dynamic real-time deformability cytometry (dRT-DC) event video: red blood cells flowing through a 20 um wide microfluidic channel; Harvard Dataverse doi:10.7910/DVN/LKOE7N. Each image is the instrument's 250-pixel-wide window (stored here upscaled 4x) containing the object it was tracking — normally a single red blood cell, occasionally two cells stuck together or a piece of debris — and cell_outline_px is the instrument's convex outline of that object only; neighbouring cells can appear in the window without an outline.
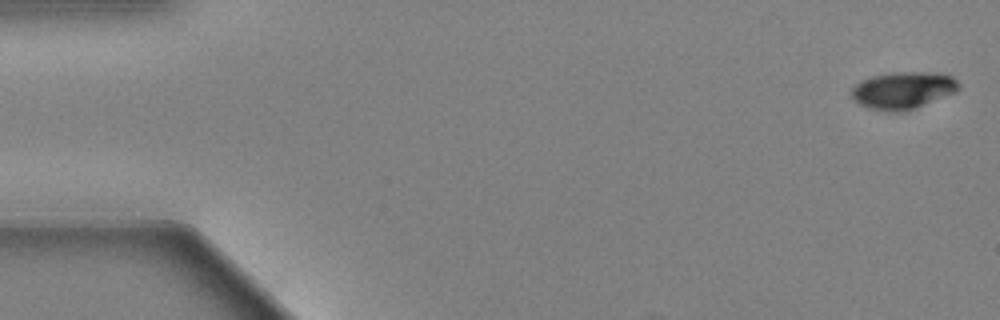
{"species": "Egyptian fruit bat (a non-hibernating species)", "species_latin": "Rousettus aegyptiacus", "temperature_condition": "warm", "stored_images_in_passage": 56, "camera_frame_rate_fps": 3000, "um_per_image_px": 0.085, "animal": {"sex": "female"}, "frame": {"image": 1, "passage_image": 1, "time_ms": 0.0, "image_size_px": [1000, 320], "cell_outline_px": [[960, 88], [952, 92], [916, 108], [904, 112], [888, 112], [868, 108], [860, 104], [852, 96], [852, 88], [856, 84], [872, 76], [896, 72], [936, 72], [952, 76], [960, 84]], "centroid_in_image_um": [76.76, 7.68], "position_along_channel_um": 8.2, "area_um2": 22.95}}
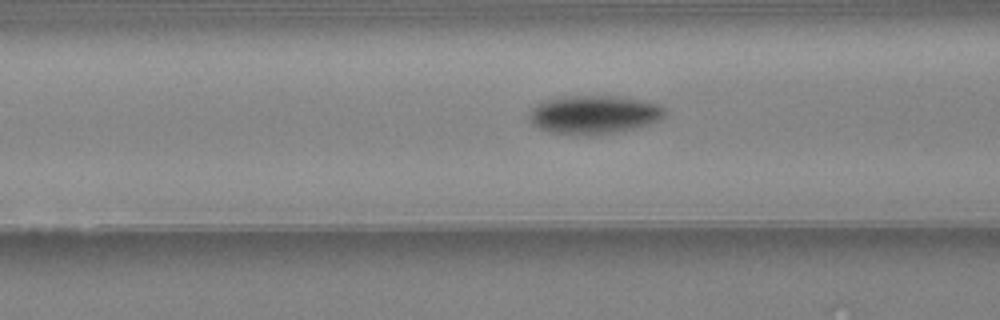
{"frame": {"image": 2, "passage_image": 22, "time_ms": 7.0, "image_size_px": [1000, 320], "cell_outline_px": [[668, 112], [660, 120], [648, 124], [632, 128], [612, 132], [552, 132], [540, 128], [532, 120], [532, 112], [536, 104], [548, 100], [572, 96], [616, 96], [640, 100], [660, 104]], "centroid_in_image_um": [50.6, 9.69], "position_along_channel_um": 116.0, "area_um2": 28.84}}
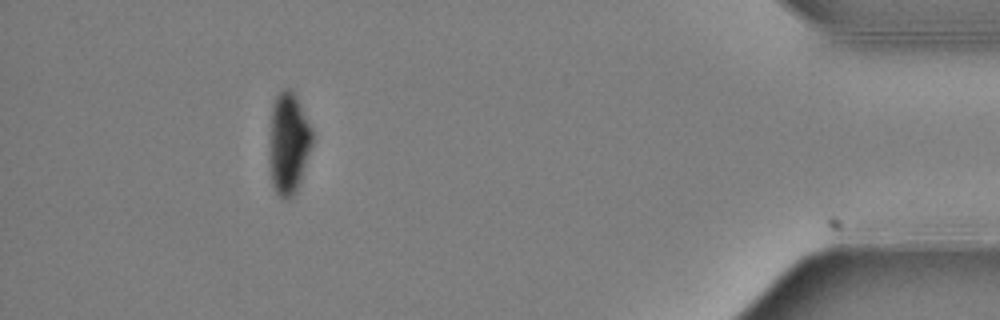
{"frame": {"image": 3, "passage_image": 51, "time_ms": 16.667, "image_size_px": [1000, 320], "cell_outline_px": [[316, 136], [300, 180], [292, 196], [288, 200], [284, 200], [276, 192], [272, 184], [268, 168], [268, 144], [272, 104], [276, 96], [284, 88], [288, 88], [296, 96]], "centroid_in_image_um": [24.5, 12.18], "position_along_channel_um": 410.7, "area_um2": 26.07}, "authors_computed_cell_mechanics": {"area_um2": 26.7903, "velocity_mm_per_s": 3.6463, "shape_relaxation_time_tau1_ms": 3.1167, "shape_relaxation_time_tau2_ms": null, "deformation_change_tau1": 0.1314, "deformation_change_tau2": null}}